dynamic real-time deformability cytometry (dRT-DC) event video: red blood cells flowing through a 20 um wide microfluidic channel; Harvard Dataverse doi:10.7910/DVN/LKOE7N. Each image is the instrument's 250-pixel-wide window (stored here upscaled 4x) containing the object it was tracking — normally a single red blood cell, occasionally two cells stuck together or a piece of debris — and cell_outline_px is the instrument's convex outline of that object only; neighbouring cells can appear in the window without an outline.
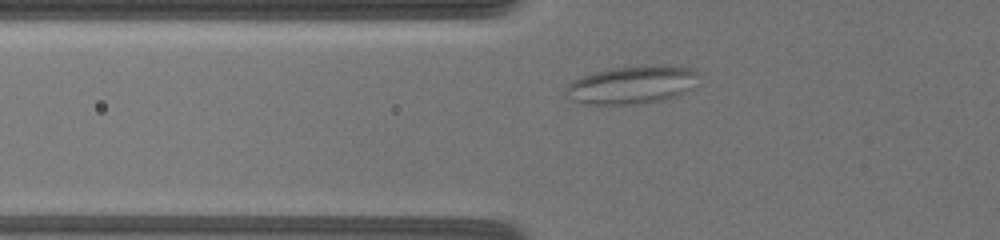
{"species": "common noctule bat (a hibernating species)", "species_latin": "Nyctalus noctula", "temperature_condition": "warm", "stored_images_in_passage": 23, "camera_frame_rate_fps": 3000, "um_per_image_px": 0.085, "animal": {"sex": "female", "body_mass_g": 19.5, "forearm_length_mm": 54.1}, "frame": {"image": 1, "passage_image": 4, "time_ms": 2.0, "image_size_px": [1000, 240], "cell_outline_px": [[700, 72], [696, 88], [680, 96], [640, 104], [580, 104], [572, 100], [564, 92], [564, 88], [568, 84], [584, 76], [596, 72], [612, 68], [644, 64], [668, 64], [692, 68]], "centroid_in_image_um": [53.83, 7.19], "position_along_channel_um": 72.0, "area_um2": 30.29}}
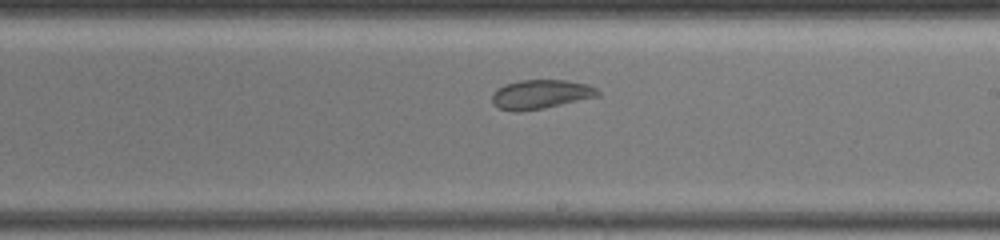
{"frame": {"image": 2, "passage_image": 12, "time_ms": 7.0, "image_size_px": [1000, 240], "cell_outline_px": [[600, 96], [544, 108], [520, 112], [512, 112], [500, 108], [492, 100], [492, 96], [496, 88], [504, 84], [520, 80], [568, 80], [588, 84], [596, 88], [600, 92]], "centroid_in_image_um": [45.98, 8.01], "position_along_channel_um": 243.0, "area_um2": 18.09}}
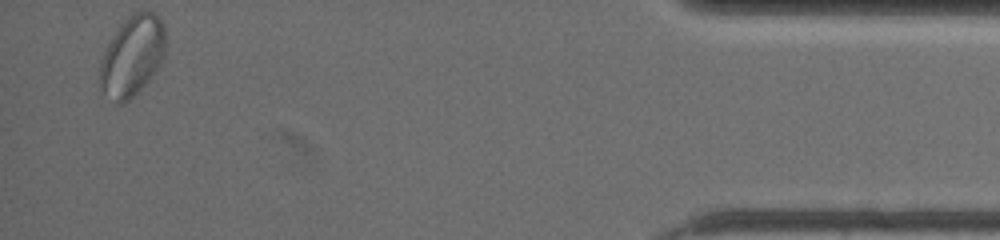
{"frame": {"image": 3, "passage_image": 23, "time_ms": 14.0, "image_size_px": [1000, 240], "cell_outline_px": [[164, 60], [156, 72], [124, 104], [116, 104], [100, 88], [100, 60], [108, 44], [120, 24], [128, 16], [136, 12], [152, 12], [164, 24]], "centroid_in_image_um": [11.23, 4.77], "position_along_channel_um": 424.0, "area_um2": 30.4}, "authors_computed_cell_mechanics": {"area_um2": 21.3282, "velocity_mm_per_s": 3.4819, "shape_relaxation_time_tau1_ms": null, "shape_relaxation_time_tau2_ms": 1.9151, "deformation_change_tau1": null, "deformation_change_tau2": 0.0661}}